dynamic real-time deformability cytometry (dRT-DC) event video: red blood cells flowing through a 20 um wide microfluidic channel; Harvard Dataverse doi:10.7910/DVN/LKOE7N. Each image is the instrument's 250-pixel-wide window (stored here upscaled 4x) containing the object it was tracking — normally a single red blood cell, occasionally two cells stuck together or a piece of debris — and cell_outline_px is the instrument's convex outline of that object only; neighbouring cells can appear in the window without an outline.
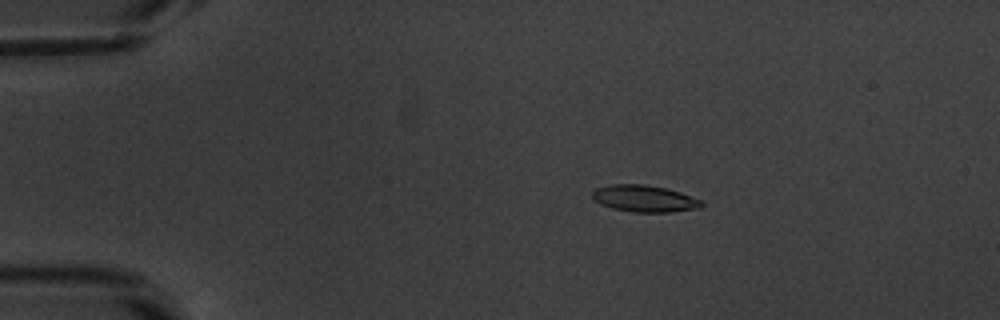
{"species": "common noctule bat (a hibernating species)", "species_latin": "Nyctalus noctula", "temperature_condition": "warm", "stored_images_in_passage": 54, "camera_frame_rate_fps": 3000, "um_per_image_px": 0.085, "animal": {"sex": "male", "body_mass_g": 20.1, "forearm_length_mm": 53.5}, "frame": {"image": 1, "passage_image": 11, "time_ms": 3.333, "image_size_px": [1000, 320], "cell_outline_px": [[704, 204], [700, 208], [672, 212], [632, 212], [612, 208], [600, 204], [592, 196], [592, 192], [596, 188], [612, 184], [644, 184], [664, 188], [680, 192], [704, 200]], "centroid_in_image_um": [54.81, 16.88], "position_along_channel_um": 30.2, "area_um2": 17.11}}
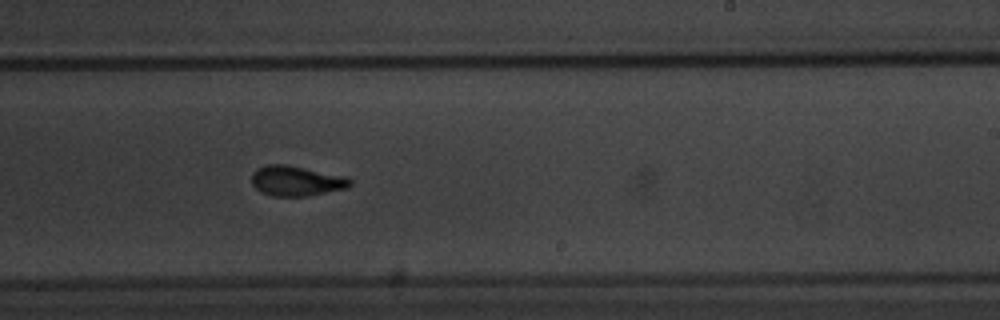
{"frame": {"image": 2, "passage_image": 34, "time_ms": 11.0, "image_size_px": [1000, 320], "cell_outline_px": [[352, 184], [348, 188], [308, 196], [272, 196], [260, 192], [252, 184], [252, 172], [256, 168], [268, 164], [288, 164], [348, 176], [352, 180]], "centroid_in_image_um": [25.21, 15.36], "position_along_channel_um": 263.8, "area_um2": 17.69}}
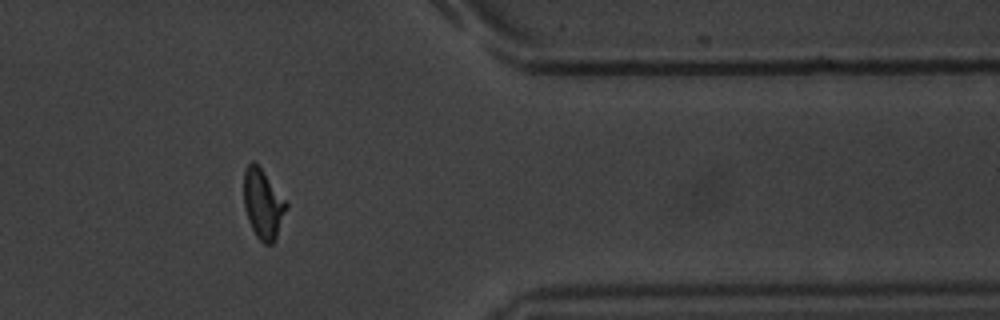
{"frame": {"image": 3, "passage_image": 45, "time_ms": 14.667, "image_size_px": [1000, 320], "cell_outline_px": [[288, 208], [276, 236], [272, 244], [264, 244], [256, 236], [248, 220], [244, 208], [244, 172], [248, 164], [252, 160], [256, 160], [288, 200]], "centroid_in_image_um": [22.38, 17.26], "position_along_channel_um": 389.0, "area_um2": 17.74}, "authors_computed_cell_mechanics": {"area_um2": 16.762, "velocity_mm_per_s": 3.8269, "shape_relaxation_time_tau1_ms": 2.7948, "shape_relaxation_time_tau2_ms": 1.6362, "deformation_change_tau1": 0.1503, "deformation_change_tau2": 0.0758}}